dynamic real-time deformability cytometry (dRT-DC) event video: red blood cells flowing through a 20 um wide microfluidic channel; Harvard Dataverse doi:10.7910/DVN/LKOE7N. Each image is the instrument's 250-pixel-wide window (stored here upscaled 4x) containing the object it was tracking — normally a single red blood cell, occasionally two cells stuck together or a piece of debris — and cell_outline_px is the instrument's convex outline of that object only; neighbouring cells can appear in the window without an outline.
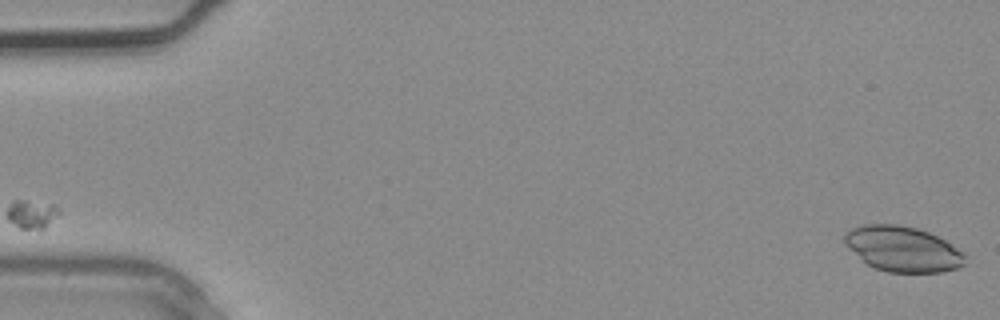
{"species": "common noctule bat (a hibernating species)", "species_latin": "Nyctalus noctula", "temperature_condition": "warm", "stored_images_in_passage": 4, "camera_frame_rate_fps": 3000, "um_per_image_px": 0.085, "animal": {"sex": "male", "body_mass_g": 20.4}, "frame": {"image": 1, "passage_image": 1, "time_ms": 0.0, "image_size_px": [1000, 320], "cell_outline_px": [[964, 264], [956, 268], [940, 272], [888, 272], [876, 268], [868, 264], [848, 248], [844, 244], [844, 232], [852, 228], [864, 224], [900, 224], [916, 228], [928, 232], [944, 240], [964, 252]], "centroid_in_image_um": [76.7, 21.15], "position_along_channel_um": 8.3, "area_um2": 31.62}}